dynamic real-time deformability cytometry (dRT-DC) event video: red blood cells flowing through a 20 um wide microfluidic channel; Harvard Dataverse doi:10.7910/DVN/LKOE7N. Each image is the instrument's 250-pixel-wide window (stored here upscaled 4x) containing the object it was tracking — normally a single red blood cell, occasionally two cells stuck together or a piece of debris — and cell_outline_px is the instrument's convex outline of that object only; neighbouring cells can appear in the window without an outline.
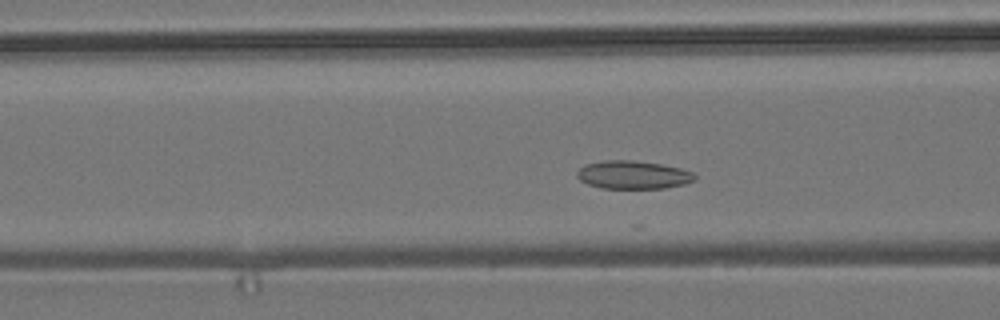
{"species": "common noctule bat (a hibernating species)", "species_latin": "Nyctalus noctula", "temperature_condition": "room temperature", "stored_images_in_passage": 43, "camera_frame_rate_fps": 3000, "um_per_image_px": 0.085, "animal": {"sex": "male", "body_mass_g": 19.2, "forearm_length_mm": 51.8}, "frame": {"image": 1, "passage_image": 7, "time_ms": 2.0, "image_size_px": [1000, 320], "cell_outline_px": [[696, 180], [684, 184], [664, 188], [600, 188], [588, 184], [580, 180], [576, 176], [576, 172], [584, 164], [604, 160], [632, 160], [660, 164], [680, 168], [692, 172], [696, 176]], "centroid_in_image_um": [53.79, 14.86], "position_along_channel_um": 112.8, "area_um2": 19.36}}
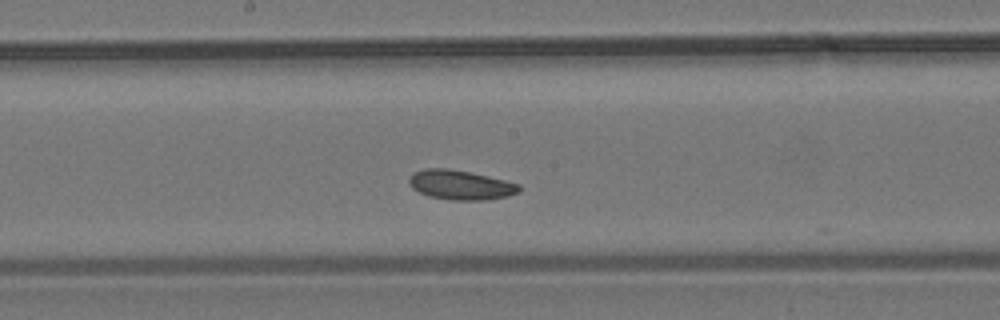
{"frame": {"image": 2, "passage_image": 15, "time_ms": 4.667, "image_size_px": [1000, 320], "cell_outline_px": [[520, 192], [508, 196], [484, 200], [452, 200], [428, 196], [412, 188], [408, 184], [408, 180], [412, 172], [424, 168], [448, 168], [468, 172], [504, 180], [520, 184]], "centroid_in_image_um": [39.11, 15.72], "position_along_channel_um": 209.1, "area_um2": 18.96}}
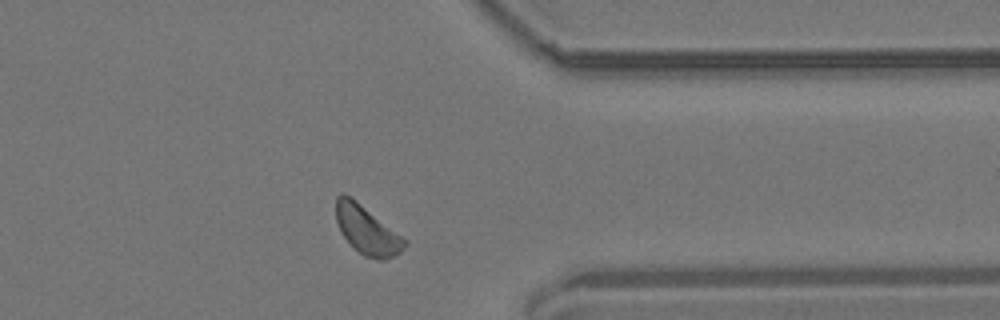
{"frame": {"image": 3, "passage_image": 30, "time_ms": 9.667, "image_size_px": [1000, 320], "cell_outline_px": [[408, 244], [400, 252], [384, 260], [380, 260], [364, 256], [340, 232], [336, 220], [336, 196], [340, 192], [356, 200], [408, 240]], "centroid_in_image_um": [31.21, 19.55], "position_along_channel_um": 380.2, "area_um2": 19.19}, "authors_computed_cell_mechanics": {"area_um2": 18.9006, "velocity_mm_per_s": 3.6129, "shape_relaxation_time_tau1_ms": null, "shape_relaxation_time_tau2_ms": 5.3655, "deformation_change_tau1": null, "deformation_change_tau2": 0.1029}}